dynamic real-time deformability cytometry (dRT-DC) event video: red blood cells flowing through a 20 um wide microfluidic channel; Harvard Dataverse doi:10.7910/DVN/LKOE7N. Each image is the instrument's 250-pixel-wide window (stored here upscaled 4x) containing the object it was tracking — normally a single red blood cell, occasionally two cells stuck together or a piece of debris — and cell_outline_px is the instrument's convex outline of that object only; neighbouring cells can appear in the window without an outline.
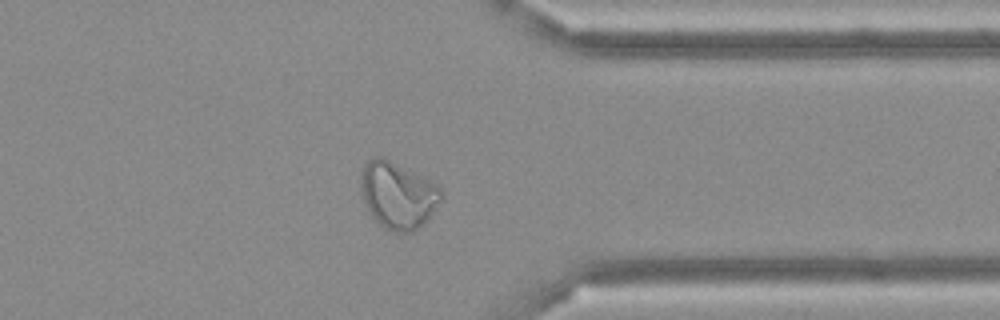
{"species": "Egyptian fruit bat (a non-hibernating species)", "species_latin": "Rousettus aegyptiacus", "temperature_condition": "cold", "stored_images_in_passage": 43, "camera_frame_rate_fps": 3000, "um_per_image_px": 0.085, "frame": {"image": 1, "passage_image": 32, "time_ms": 10.333, "image_size_px": [1000, 320], "cell_outline_px": [[444, 192], [440, 200], [432, 212], [420, 228], [412, 232], [392, 232], [384, 228], [372, 216], [364, 200], [360, 184], [360, 176], [364, 164], [368, 160], [376, 156], [380, 156], [432, 180]], "centroid_in_image_um": [33.82, 16.58], "position_along_channel_um": 377.6, "area_um2": 31.1}}
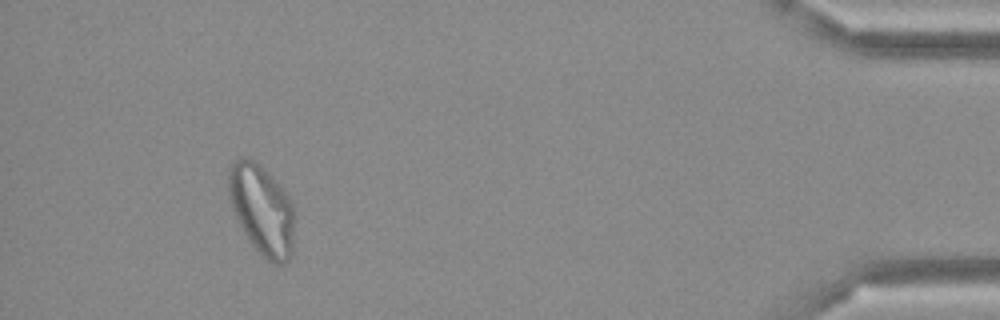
{"frame": {"image": 2, "passage_image": 39, "time_ms": 12.667, "image_size_px": [1000, 320], "cell_outline_px": [[292, 252], [288, 260], [284, 264], [272, 264], [260, 256], [248, 240], [232, 208], [228, 192], [228, 168], [236, 160], [244, 156], [252, 160], [268, 172], [280, 184], [292, 200]], "centroid_in_image_um": [22.24, 17.84], "position_along_channel_um": 413.0, "area_um2": 34.56}}